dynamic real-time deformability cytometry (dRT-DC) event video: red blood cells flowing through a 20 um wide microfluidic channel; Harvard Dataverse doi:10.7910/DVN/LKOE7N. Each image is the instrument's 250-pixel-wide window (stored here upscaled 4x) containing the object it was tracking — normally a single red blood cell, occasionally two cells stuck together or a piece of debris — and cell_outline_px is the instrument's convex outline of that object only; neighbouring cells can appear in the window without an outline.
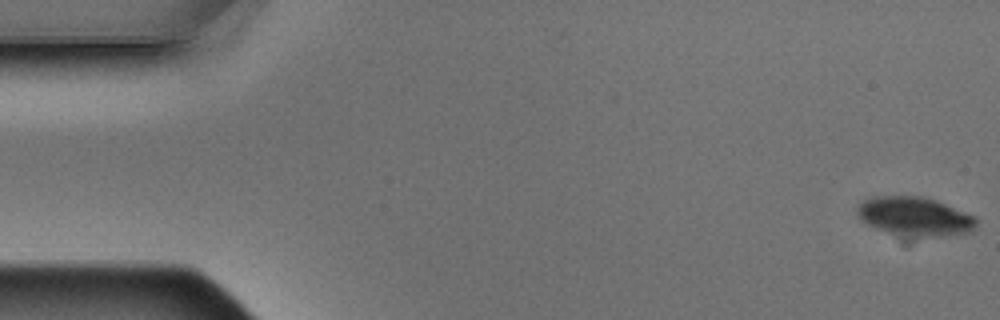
{"species": "Egyptian fruit bat (a non-hibernating species)", "species_latin": "Rousettus aegyptiacus", "temperature_condition": "warm", "stored_images_in_passage": 14, "camera_frame_rate_fps": 3000, "um_per_image_px": 0.085, "animal": {"sex": "male"}, "frame": {"image": 1, "passage_image": 1, "time_ms": 0.0, "image_size_px": [1000, 320], "cell_outline_px": [[976, 228], [972, 232], [940, 236], [920, 236], [888, 232], [876, 228], [860, 220], [856, 212], [856, 208], [864, 200], [872, 196], [920, 196], [936, 200], [976, 216]], "centroid_in_image_um": [77.77, 18.38], "position_along_channel_um": 7.2, "area_um2": 26.82}}
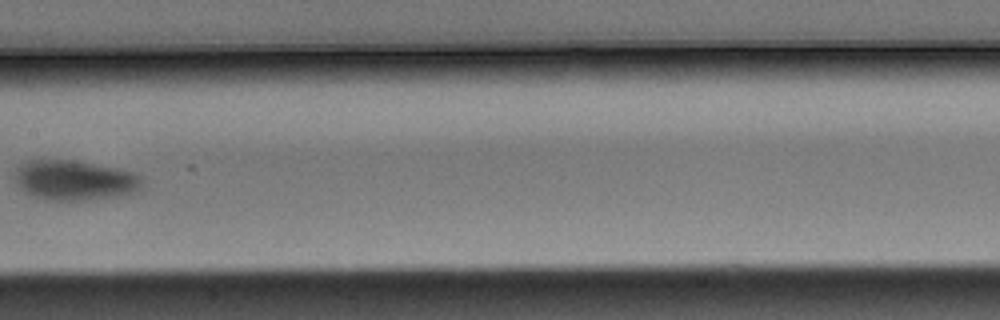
{"frame": {"image": 2, "passage_image": 8, "time_ms": 2.333, "image_size_px": [1000, 320], "cell_outline_px": [[140, 188], [132, 192], [120, 196], [84, 200], [44, 200], [32, 196], [24, 192], [12, 180], [12, 176], [16, 168], [20, 164], [28, 160], [72, 160], [132, 172], [140, 180]], "centroid_in_image_um": [6.19, 15.33], "position_along_channel_um": 201.2, "area_um2": 29.48}}
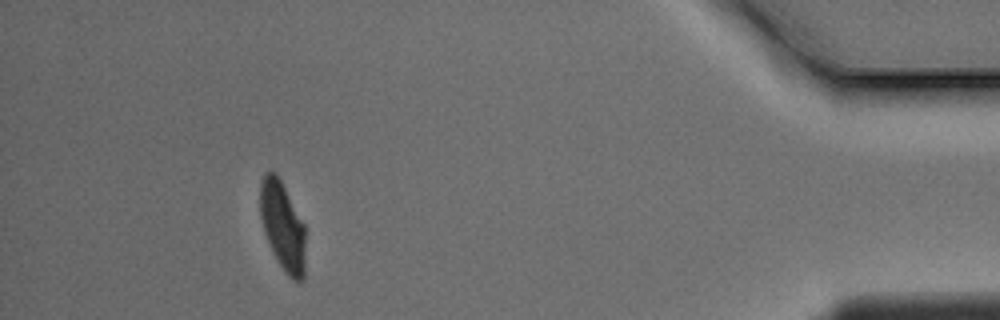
{"frame": {"image": 3, "passage_image": 14, "time_ms": 4.333, "image_size_px": [1000, 320], "cell_outline_px": [[304, 280], [296, 280], [288, 276], [280, 264], [264, 232], [260, 216], [260, 184], [264, 172], [276, 172], [304, 224]], "centroid_in_image_um": [24.01, 19.17], "position_along_channel_um": 411.2, "area_um2": 22.89}}